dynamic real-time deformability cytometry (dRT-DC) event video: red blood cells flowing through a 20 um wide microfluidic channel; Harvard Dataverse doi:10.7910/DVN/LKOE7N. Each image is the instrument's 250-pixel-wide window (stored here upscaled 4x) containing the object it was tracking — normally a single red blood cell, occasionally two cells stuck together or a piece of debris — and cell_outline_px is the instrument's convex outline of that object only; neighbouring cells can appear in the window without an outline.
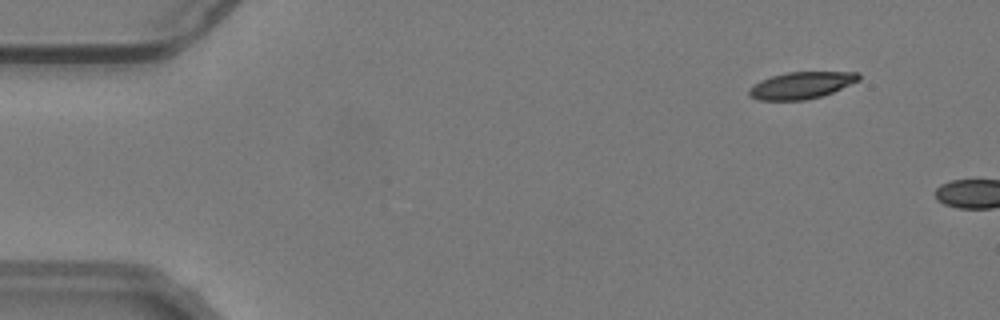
{"species": "common noctule bat (a hibernating species)", "species_latin": "Nyctalus noctula", "temperature_condition": "warm", "stored_images_in_passage": 9, "camera_frame_rate_fps": 3000, "um_per_image_px": 0.085, "animal": {"sex": "male", "body_mass_g": 19.2, "forearm_length_mm": 51.8}, "frame": {"image": 1, "passage_image": 6, "time_ms": 1.667, "image_size_px": [1000, 320], "cell_outline_px": [[860, 80], [832, 92], [820, 96], [804, 100], [760, 100], [748, 96], [748, 88], [760, 80], [772, 76], [788, 72], [860, 72]], "centroid_in_image_um": [68.09, 7.25], "position_along_channel_um": 16.9, "area_um2": 17.11}}